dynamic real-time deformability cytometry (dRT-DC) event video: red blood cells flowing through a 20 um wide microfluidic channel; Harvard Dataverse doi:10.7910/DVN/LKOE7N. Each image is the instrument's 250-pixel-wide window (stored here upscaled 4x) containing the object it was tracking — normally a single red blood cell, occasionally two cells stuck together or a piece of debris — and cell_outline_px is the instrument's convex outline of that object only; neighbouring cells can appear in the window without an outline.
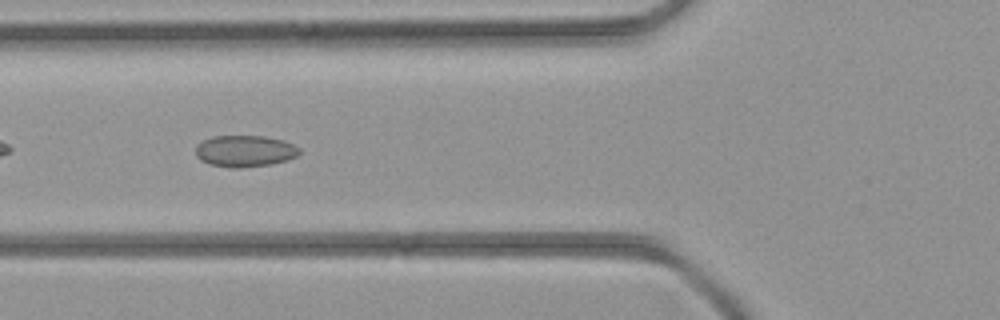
{"species": "common noctule bat (a hibernating species)", "species_latin": "Nyctalus noctula", "temperature_condition": "room temperature", "stored_images_in_passage": 32, "camera_frame_rate_fps": 3000, "um_per_image_px": 0.085, "animal": {"sex": "female", "body_mass_g": 21.9}, "frame": {"image": 1, "passage_image": 8, "time_ms": 2.333, "image_size_px": [1000, 320], "cell_outline_px": [[300, 152], [296, 156], [288, 160], [272, 164], [240, 168], [228, 168], [208, 164], [200, 160], [196, 156], [196, 144], [212, 136], [264, 136], [284, 140], [300, 148]], "centroid_in_image_um": [20.8, 12.85], "position_along_channel_um": 105.0, "area_um2": 19.31}}
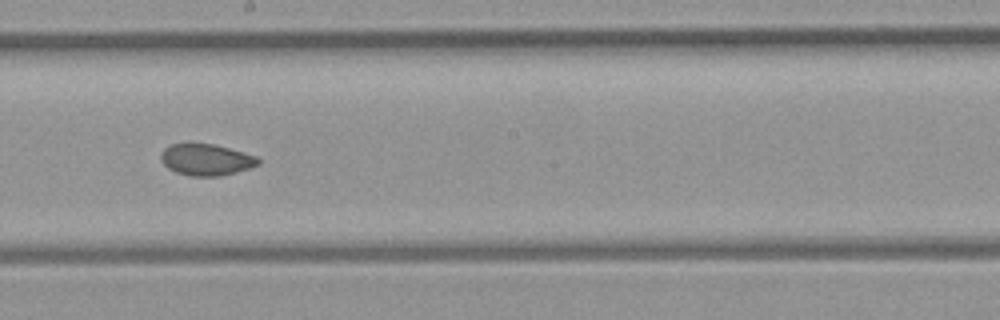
{"frame": {"image": 2, "passage_image": 16, "time_ms": 5.0, "image_size_px": [1000, 320], "cell_outline_px": [[260, 164], [236, 172], [220, 176], [188, 176], [176, 172], [168, 168], [160, 160], [160, 156], [164, 148], [172, 144], [212, 144], [228, 148], [256, 156], [260, 160]], "centroid_in_image_um": [17.51, 13.59], "position_along_channel_um": 230.7, "area_um2": 17.69}}
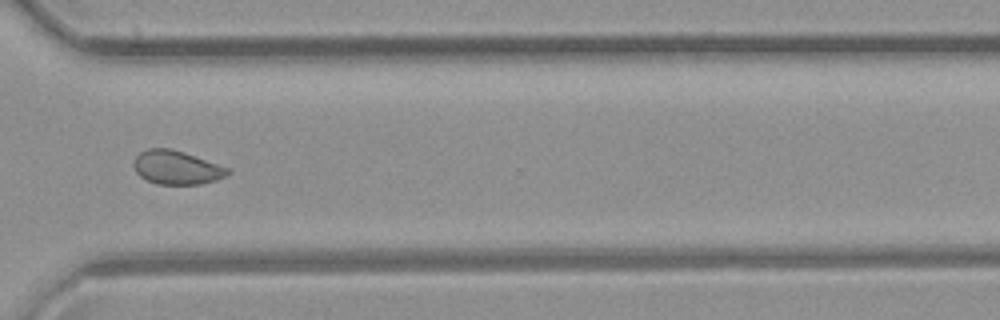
{"frame": {"image": 3, "passage_image": 24, "time_ms": 7.667, "image_size_px": [1000, 320], "cell_outline_px": [[228, 172], [224, 176], [216, 180], [200, 184], [156, 184], [140, 176], [136, 172], [132, 164], [136, 156], [140, 152], [148, 148], [172, 148], [184, 152], [228, 168]], "centroid_in_image_um": [14.95, 14.23], "position_along_channel_um": 355.6, "area_um2": 18.26}}